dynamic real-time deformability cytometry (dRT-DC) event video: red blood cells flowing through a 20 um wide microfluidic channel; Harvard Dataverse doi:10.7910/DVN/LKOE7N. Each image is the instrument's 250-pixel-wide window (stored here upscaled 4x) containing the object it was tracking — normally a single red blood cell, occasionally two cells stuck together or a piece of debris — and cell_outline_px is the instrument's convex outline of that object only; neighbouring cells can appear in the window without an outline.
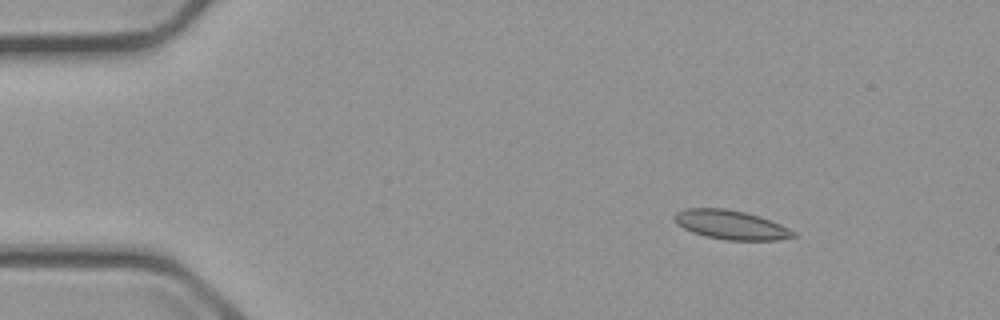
{"species": "common noctule bat (a hibernating species)", "species_latin": "Nyctalus noctula", "temperature_condition": "cold", "stored_images_in_passage": 6, "camera_frame_rate_fps": 3000, "um_per_image_px": 0.085, "animal": {"sex": "male", "body_mass_g": 23.1, "forearm_length_mm": 52.7}, "frame": {"image": 1, "passage_image": 2, "time_ms": 2.0, "image_size_px": [1000, 320], "cell_outline_px": [[796, 236], [776, 240], [728, 240], [704, 236], [692, 232], [676, 224], [672, 216], [676, 212], [684, 208], [724, 208], [744, 212], [760, 216], [780, 224], [796, 232]], "centroid_in_image_um": [62.09, 19.1], "position_along_channel_um": 22.9, "area_um2": 20.23}}
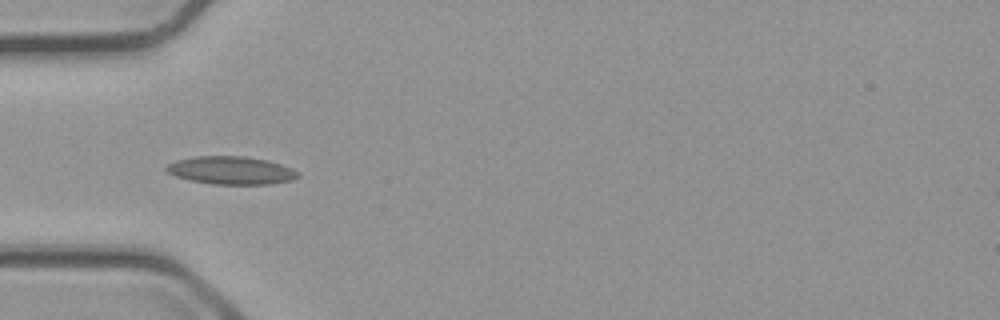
{"frame": {"image": 2, "passage_image": 5, "time_ms": 5.333, "image_size_px": [1000, 320], "cell_outline_px": [[300, 176], [292, 180], [272, 184], [212, 184], [188, 180], [176, 176], [168, 172], [164, 168], [168, 164], [176, 160], [196, 156], [244, 156], [268, 160], [292, 168], [300, 172]], "centroid_in_image_um": [19.66, 14.48], "position_along_channel_um": 65.3, "area_um2": 21.56}}
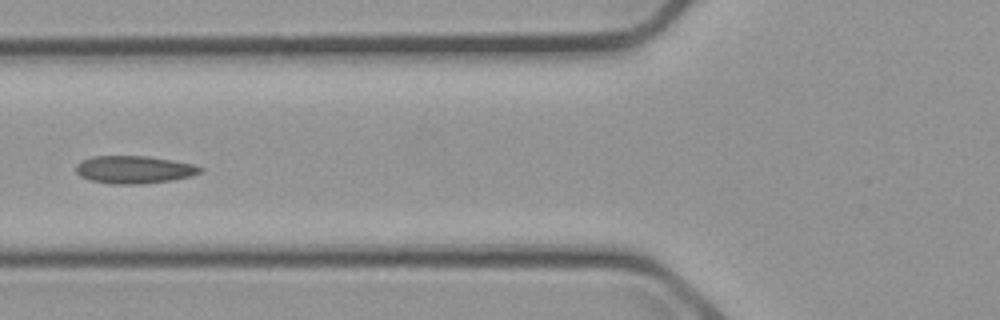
{"frame": {"image": 3, "passage_image": 6, "time_ms": 6.667, "image_size_px": [1000, 320], "cell_outline_px": [[204, 168], [200, 172], [192, 176], [172, 180], [140, 184], [108, 184], [88, 180], [80, 176], [76, 172], [76, 164], [92, 156], [148, 156], [172, 160], [192, 164]], "centroid_in_image_um": [11.38, 14.42], "position_along_channel_um": 114.4, "area_um2": 20.11}}